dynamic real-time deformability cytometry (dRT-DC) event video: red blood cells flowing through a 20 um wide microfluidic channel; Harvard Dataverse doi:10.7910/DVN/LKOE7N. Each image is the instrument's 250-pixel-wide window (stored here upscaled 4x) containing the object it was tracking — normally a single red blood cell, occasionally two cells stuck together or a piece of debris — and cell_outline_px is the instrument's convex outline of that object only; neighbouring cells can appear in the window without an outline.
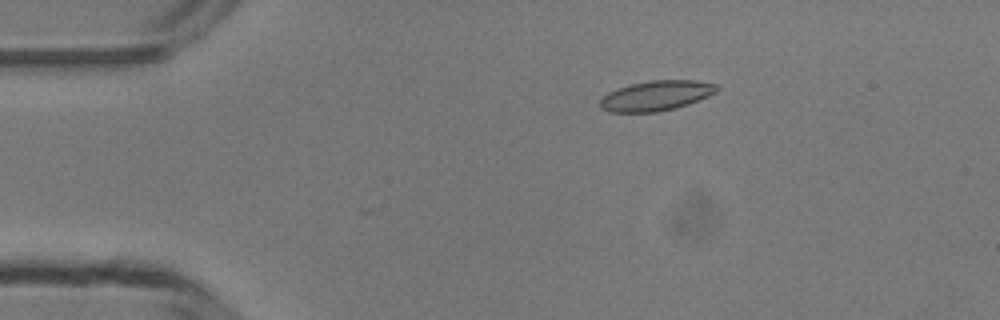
{"species": "common noctule bat (a hibernating species)", "species_latin": "Nyctalus noctula", "temperature_condition": "room temperature", "stored_images_in_passage": 49, "camera_frame_rate_fps": 3000, "um_per_image_px": 0.085, "animal": {"sex": "male", "body_mass_g": 13.3}, "frame": {"image": 1, "passage_image": 9, "time_ms": 2.667, "image_size_px": [1000, 320], "cell_outline_px": [[720, 88], [716, 92], [708, 96], [688, 104], [676, 108], [656, 112], [608, 112], [600, 108], [600, 100], [608, 92], [616, 88], [632, 84], [652, 80], [696, 80], [716, 84]], "centroid_in_image_um": [55.77, 8.13], "position_along_channel_um": 29.2, "area_um2": 20.46}}
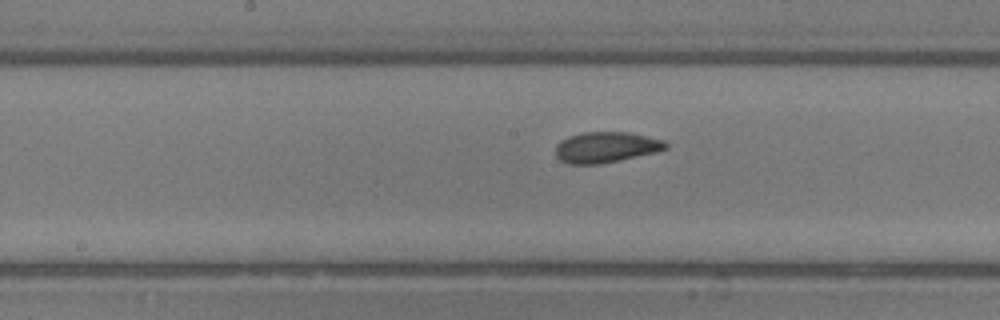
{"frame": {"image": 2, "passage_image": 25, "time_ms": 8.0, "image_size_px": [1000, 320], "cell_outline_px": [[668, 148], [656, 152], [620, 160], [600, 164], [568, 164], [560, 160], [556, 156], [556, 144], [560, 140], [568, 136], [580, 132], [628, 132], [664, 140], [668, 144]], "centroid_in_image_um": [51.49, 12.51], "position_along_channel_um": 196.7, "area_um2": 19.88}}
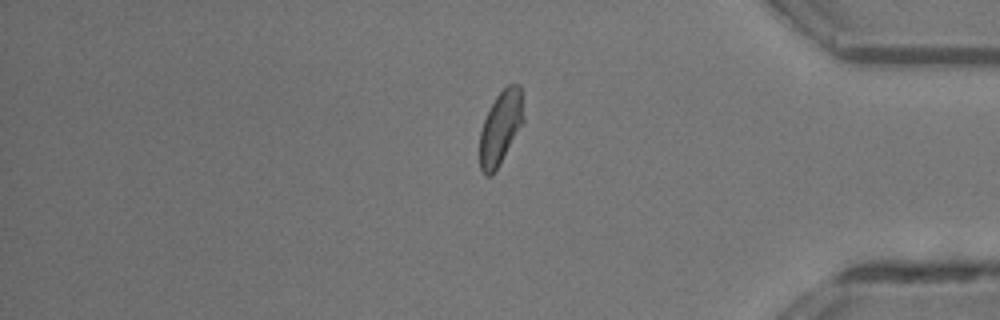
{"frame": {"image": 3, "passage_image": 41, "time_ms": 13.333, "image_size_px": [1000, 320], "cell_outline_px": [[524, 120], [492, 176], [484, 176], [480, 168], [480, 132], [484, 120], [496, 96], [508, 84], [520, 84], [524, 116]], "centroid_in_image_um": [42.54, 10.84], "position_along_channel_um": 392.7, "area_um2": 18.38}, "authors_computed_cell_mechanics": {"area_um2": 19.7676, "velocity_mm_per_s": 4.1899, "shape_relaxation_time_tau1_ms": 3.4318, "shape_relaxation_time_tau2_ms": 1.8749, "deformation_change_tau1": 0.1013, "deformation_change_tau2": 0.0432}}